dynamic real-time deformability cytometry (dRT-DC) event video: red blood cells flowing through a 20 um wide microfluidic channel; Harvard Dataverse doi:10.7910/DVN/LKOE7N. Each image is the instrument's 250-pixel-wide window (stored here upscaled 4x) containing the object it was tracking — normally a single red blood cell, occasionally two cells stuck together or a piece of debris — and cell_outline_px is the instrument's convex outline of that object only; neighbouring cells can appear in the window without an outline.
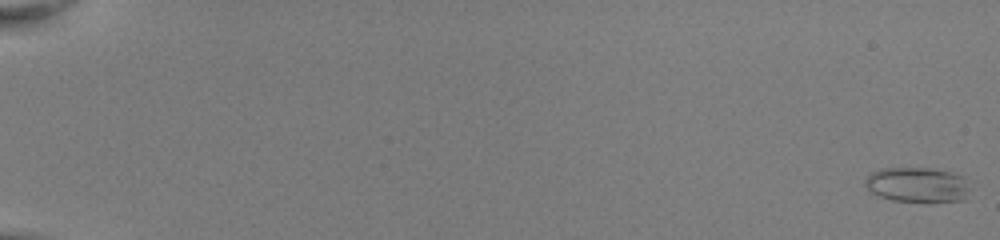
{"species": "common noctule bat (a hibernating species)", "species_latin": "Nyctalus noctula", "temperature_condition": "room temperature", "stored_images_in_passage": 53, "camera_frame_rate_fps": 3000, "um_per_image_px": 0.085, "animal": {"sex": "female", "body_mass_g": 22.0, "forearm_length_mm": 56.7}, "frame": {"image": 1, "passage_image": 1, "time_ms": 0.0, "image_size_px": [1000, 240], "cell_outline_px": [[968, 188], [964, 200], [892, 200], [880, 196], [872, 192], [864, 184], [864, 180], [872, 172], [884, 168], [928, 168], [948, 172], [960, 176]], "centroid_in_image_um": [77.89, 15.68], "position_along_channel_um": 7.1, "area_um2": 20.4}}
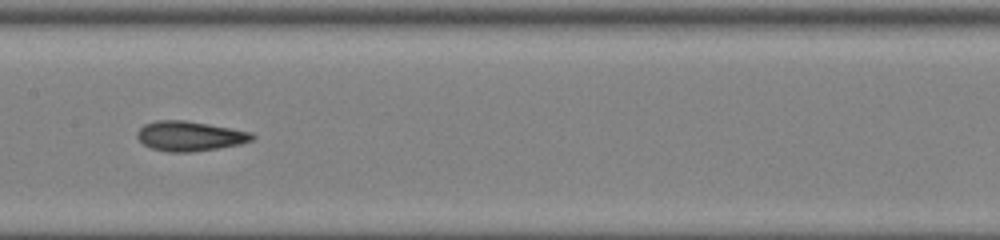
{"frame": {"image": 2, "passage_image": 30, "time_ms": 9.667, "image_size_px": [1000, 240], "cell_outline_px": [[256, 136], [252, 140], [240, 144], [216, 148], [188, 152], [168, 152], [152, 148], [144, 144], [136, 136], [136, 132], [144, 124], [156, 120], [184, 120], [208, 124], [252, 132]], "centroid_in_image_um": [16.11, 11.56], "position_along_channel_um": 191.3, "area_um2": 19.83}}
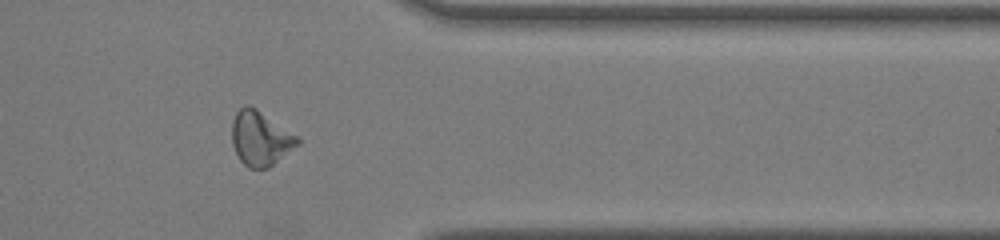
{"frame": {"image": 3, "passage_image": 45, "time_ms": 14.667, "image_size_px": [1000, 240], "cell_outline_px": [[300, 144], [268, 168], [248, 168], [240, 160], [232, 144], [232, 120], [236, 112], [244, 104], [248, 104], [256, 108], [300, 136]], "centroid_in_image_um": [22.15, 11.74], "position_along_channel_um": 389.2, "area_um2": 21.1}, "authors_computed_cell_mechanics": {"area_um2": 20.1144, "velocity_mm_per_s": 4.0733, "shape_relaxation_time_tau1_ms": 9.5795, "shape_relaxation_time_tau2_ms": 2.2952, "deformation_change_tau1": 0.2084, "deformation_change_tau2": 0.0948}}